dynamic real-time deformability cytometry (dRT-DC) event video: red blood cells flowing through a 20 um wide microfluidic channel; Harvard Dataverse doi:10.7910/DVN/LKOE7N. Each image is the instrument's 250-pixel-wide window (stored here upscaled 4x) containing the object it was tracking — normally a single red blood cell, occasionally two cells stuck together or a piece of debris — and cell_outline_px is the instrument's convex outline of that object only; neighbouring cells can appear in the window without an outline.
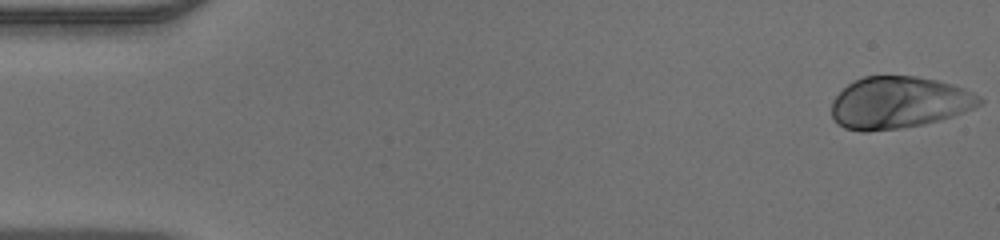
{"species": "human", "species_latin": "Homo sapiens", "temperature_condition": "warm", "stored_images_in_passage": 48, "camera_frame_rate_fps": 3000, "um_per_image_px": 0.085, "donor": {"sex": "male"}, "frame": {"image": 1, "passage_image": 1, "time_ms": 0.0, "image_size_px": [1000, 240], "cell_outline_px": [[984, 100], [980, 104], [964, 112], [940, 120], [924, 124], [900, 128], [868, 132], [860, 132], [844, 128], [832, 116], [832, 100], [848, 84], [864, 76], [916, 76], [936, 80], [952, 84], [972, 92], [980, 96]], "centroid_in_image_um": [76.4, 8.73], "position_along_channel_um": 8.6, "area_um2": 44.62}}
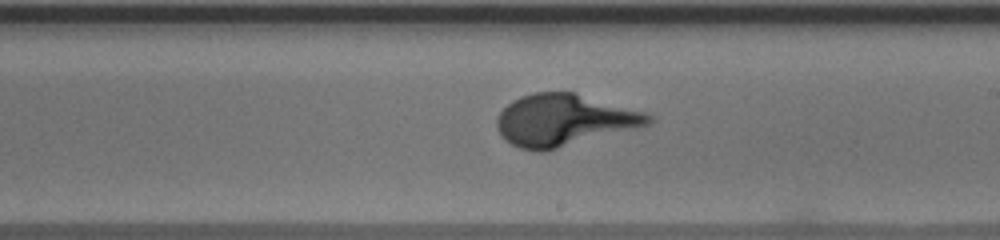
{"frame": {"image": 2, "passage_image": 28, "time_ms": 9.0, "image_size_px": [1000, 240], "cell_outline_px": [[656, 116], [652, 124], [544, 152], [536, 152], [520, 148], [504, 140], [496, 128], [496, 116], [512, 100], [520, 96], [532, 92], [572, 92], [644, 112]], "centroid_in_image_um": [47.92, 10.22], "position_along_channel_um": 241.1, "area_um2": 45.84}}
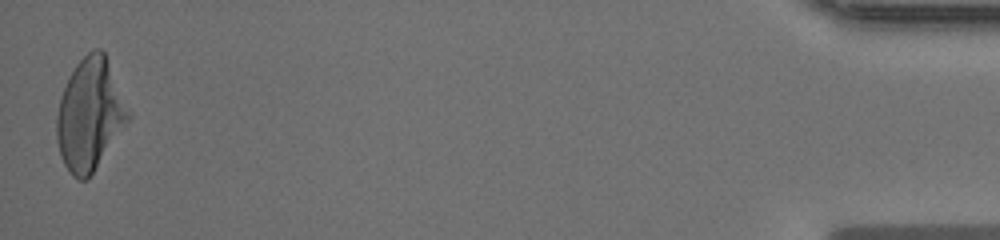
{"frame": {"image": 3, "passage_image": 48, "time_ms": 15.667, "image_size_px": [1000, 240], "cell_outline_px": [[132, 116], [88, 180], [80, 180], [72, 176], [64, 164], [60, 156], [56, 140], [56, 116], [60, 96], [76, 64], [92, 48], [100, 48], [104, 52]], "centroid_in_image_um": [7.62, 9.77], "position_along_channel_um": 427.6, "area_um2": 46.47}}